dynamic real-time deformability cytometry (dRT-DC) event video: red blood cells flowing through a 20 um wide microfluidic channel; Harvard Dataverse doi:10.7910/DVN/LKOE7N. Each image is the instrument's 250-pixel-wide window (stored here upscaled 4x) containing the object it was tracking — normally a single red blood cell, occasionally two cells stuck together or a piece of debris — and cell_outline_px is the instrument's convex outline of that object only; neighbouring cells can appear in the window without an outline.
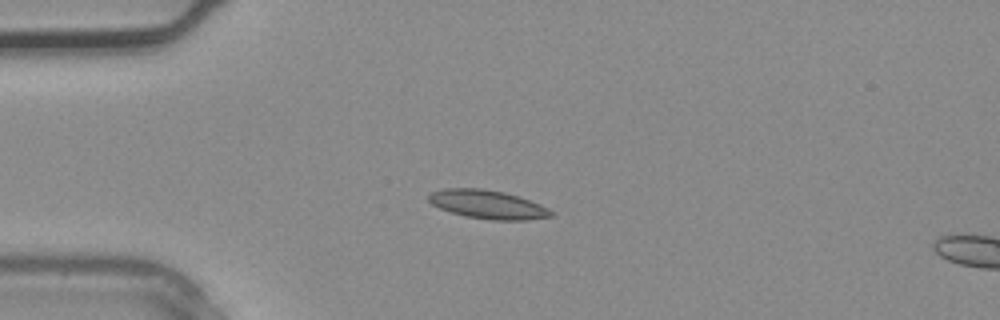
{"species": "common noctule bat (a hibernating species)", "species_latin": "Nyctalus noctula", "temperature_condition": "warm", "stored_images_in_passage": 3, "camera_frame_rate_fps": 3000, "um_per_image_px": 0.085, "animal": {"sex": "male", "body_mass_g": 20.4}, "frame": {"image": 1, "passage_image": 2, "time_ms": 0.333, "image_size_px": [1000, 320], "cell_outline_px": [[556, 212], [552, 216], [524, 220], [492, 220], [468, 216], [452, 212], [440, 208], [432, 204], [428, 200], [428, 196], [432, 192], [444, 188], [484, 188], [504, 192], [520, 196], [540, 204]], "centroid_in_image_um": [41.49, 17.36], "position_along_channel_um": 43.5, "area_um2": 20.4}}